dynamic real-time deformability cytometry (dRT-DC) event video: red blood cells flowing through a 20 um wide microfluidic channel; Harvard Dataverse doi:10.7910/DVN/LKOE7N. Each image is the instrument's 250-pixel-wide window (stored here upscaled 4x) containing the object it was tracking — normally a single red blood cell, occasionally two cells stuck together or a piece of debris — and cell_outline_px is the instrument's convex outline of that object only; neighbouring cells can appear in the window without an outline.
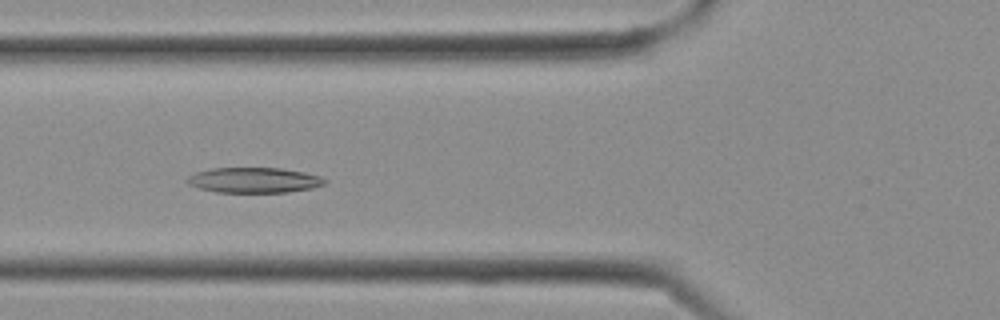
{"species": "Egyptian fruit bat (a non-hibernating species)", "species_latin": "Rousettus aegyptiacus", "temperature_condition": "cold", "stored_images_in_passage": 12, "camera_frame_rate_fps": 3000, "um_per_image_px": 0.085, "frame": {"image": 1, "passage_image": 5, "time_ms": 1.333, "image_size_px": [1000, 320], "cell_outline_px": [[328, 180], [324, 184], [312, 188], [288, 192], [216, 192], [200, 188], [188, 184], [184, 180], [188, 176], [196, 172], [212, 168], [280, 168], [304, 172], [320, 176]], "centroid_in_image_um": [21.58, 15.31], "position_along_channel_um": 104.2, "area_um2": 20.29}}
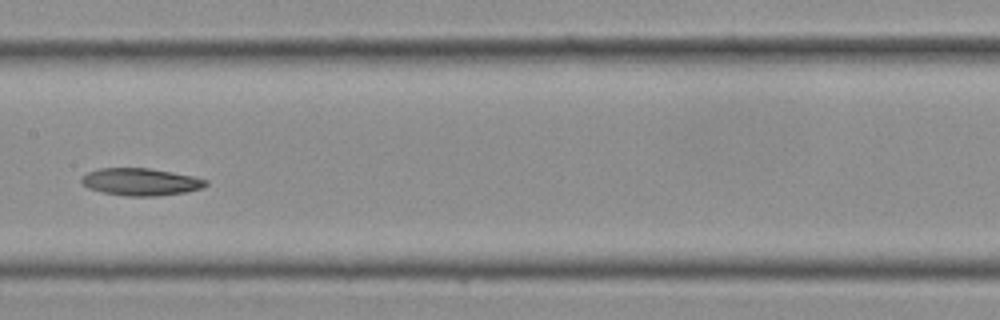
{"frame": {"image": 2, "passage_image": 9, "time_ms": 2.667, "image_size_px": [1000, 320], "cell_outline_px": [[208, 184], [200, 188], [184, 192], [156, 196], [124, 196], [104, 192], [88, 188], [80, 180], [80, 176], [88, 172], [100, 168], [148, 168], [172, 172], [192, 176], [208, 180]], "centroid_in_image_um": [11.93, 15.45], "position_along_channel_um": 195.5, "area_um2": 19.65}}
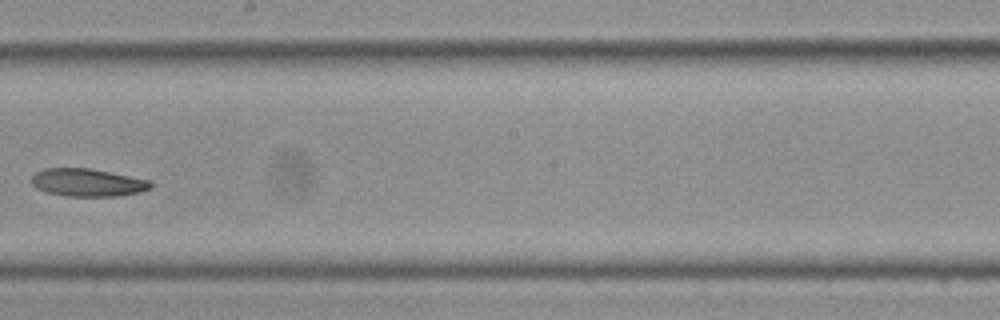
{"frame": {"image": 3, "passage_image": 11, "time_ms": 3.333, "image_size_px": [1000, 320], "cell_outline_px": [[152, 188], [140, 192], [116, 196], [68, 196], [48, 192], [36, 188], [32, 184], [32, 176], [36, 172], [44, 168], [88, 168], [152, 180]], "centroid_in_image_um": [7.47, 15.51], "position_along_channel_um": 240.7, "area_um2": 19.25}}